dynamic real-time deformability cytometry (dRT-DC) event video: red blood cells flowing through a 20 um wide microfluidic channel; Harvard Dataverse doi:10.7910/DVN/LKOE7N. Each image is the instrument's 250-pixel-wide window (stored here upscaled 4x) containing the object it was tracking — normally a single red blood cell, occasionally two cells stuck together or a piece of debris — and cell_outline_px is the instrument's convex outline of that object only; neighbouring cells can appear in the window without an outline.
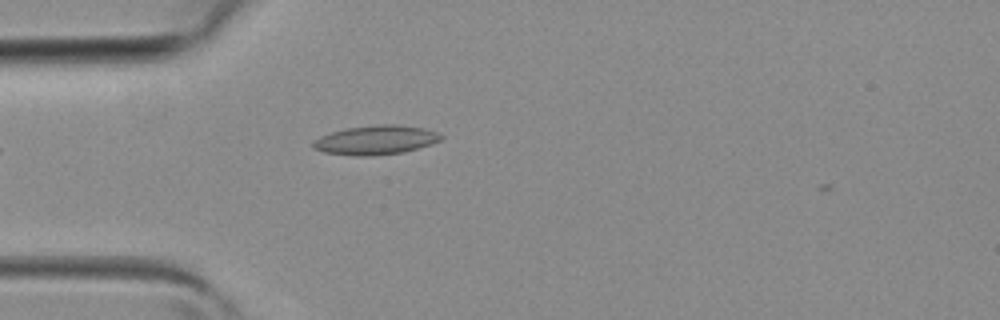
{"species": "common noctule bat (a hibernating species)", "species_latin": "Nyctalus noctula", "temperature_condition": "room temperature", "stored_images_in_passage": 2, "camera_frame_rate_fps": 3000, "um_per_image_px": 0.085, "animal": {"sex": "female", "body_mass_g": 19.3, "forearm_length_mm": 54.1}, "frame": {"image": 1, "passage_image": 2, "time_ms": 0.333, "image_size_px": [1000, 320], "cell_outline_px": [[444, 136], [440, 140], [432, 144], [404, 152], [372, 156], [356, 156], [324, 152], [312, 148], [312, 140], [320, 136], [332, 132], [348, 128], [380, 124], [392, 124], [424, 128], [436, 132]], "centroid_in_image_um": [31.92, 11.91], "position_along_channel_um": 53.1, "area_um2": 21.73}}